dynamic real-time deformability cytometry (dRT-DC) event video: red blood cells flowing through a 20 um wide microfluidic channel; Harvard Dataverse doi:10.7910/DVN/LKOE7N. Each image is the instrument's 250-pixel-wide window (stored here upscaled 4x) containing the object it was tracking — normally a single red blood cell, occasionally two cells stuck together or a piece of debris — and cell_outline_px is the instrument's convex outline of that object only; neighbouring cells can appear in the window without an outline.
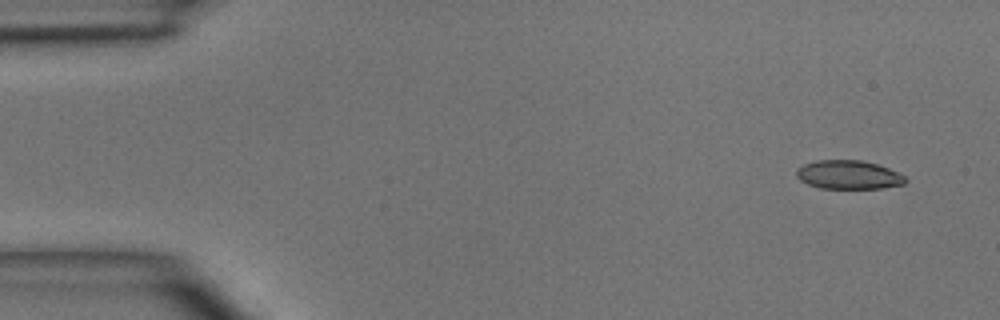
{"species": "common noctule bat (a hibernating species)", "species_latin": "Nyctalus noctula", "temperature_condition": "room temperature", "stored_images_in_passage": 5, "camera_frame_rate_fps": 3000, "um_per_image_px": 0.085, "animal": {"sex": "male", "body_mass_g": 15.6}, "frame": {"image": 1, "passage_image": 1, "time_ms": 0.0, "image_size_px": [1000, 320], "cell_outline_px": [[908, 180], [904, 184], [880, 188], [820, 188], [808, 184], [800, 180], [796, 176], [796, 168], [804, 164], [816, 160], [864, 160], [888, 168], [904, 176]], "centroid_in_image_um": [72.1, 14.85], "position_along_channel_um": 12.9, "area_um2": 18.21}}